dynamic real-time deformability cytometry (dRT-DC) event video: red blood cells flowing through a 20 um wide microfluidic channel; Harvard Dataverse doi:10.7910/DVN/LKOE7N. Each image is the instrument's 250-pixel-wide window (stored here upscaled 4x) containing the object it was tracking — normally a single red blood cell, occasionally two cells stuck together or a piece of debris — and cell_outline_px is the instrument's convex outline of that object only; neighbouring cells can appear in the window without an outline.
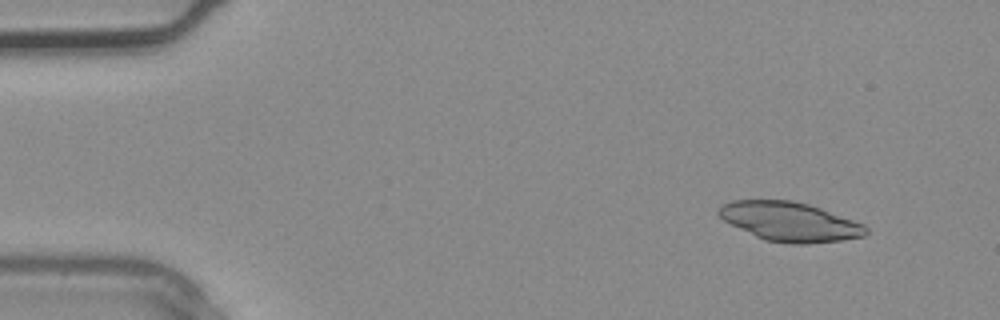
{"species": "common noctule bat (a hibernating species)", "species_latin": "Nyctalus noctula", "temperature_condition": "warm", "stored_images_in_passage": 2, "segment_of_instrument_passage": [2, 2], "camera_frame_rate_fps": 3000, "um_per_image_px": 0.085, "animal": {"sex": "male", "body_mass_g": 20.4}, "frame": {"image": 1, "passage_image": 2, "time_ms": 0.333, "image_size_px": [1000, 320], "cell_outline_px": [[868, 232], [864, 236], [840, 240], [804, 244], [788, 244], [764, 240], [724, 220], [716, 212], [720, 204], [732, 200], [792, 200], [808, 204], [820, 208], [864, 224], [868, 228]], "centroid_in_image_um": [67.12, 18.83], "position_along_channel_um": 17.9, "area_um2": 33.47}}